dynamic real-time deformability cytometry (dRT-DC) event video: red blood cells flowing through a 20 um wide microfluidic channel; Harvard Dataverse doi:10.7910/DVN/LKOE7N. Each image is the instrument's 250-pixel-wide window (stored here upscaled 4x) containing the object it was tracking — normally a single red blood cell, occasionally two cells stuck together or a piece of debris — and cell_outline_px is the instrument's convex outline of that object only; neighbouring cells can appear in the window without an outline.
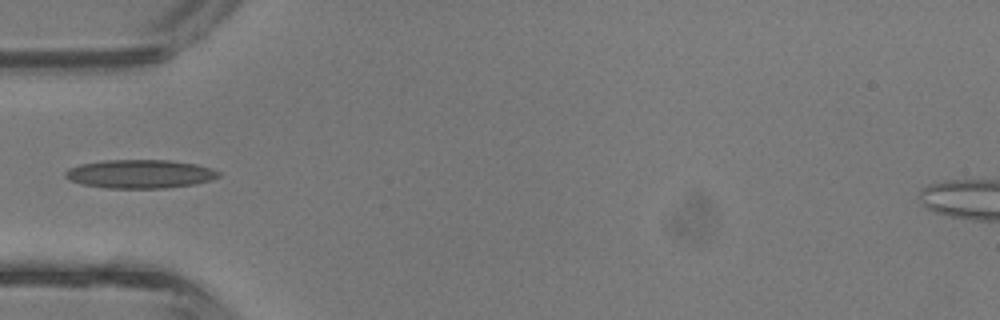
{"species": "common noctule bat (a hibernating species)", "species_latin": "Nyctalus noctula", "temperature_condition": "room temperature", "stored_images_in_passage": 29, "camera_frame_rate_fps": 3000, "um_per_image_px": 0.085, "animal": {"sex": "male", "body_mass_g": 13.3}, "frame": {"image": 1, "passage_image": 1, "time_ms": 0.0, "image_size_px": [1000, 320], "cell_outline_px": [[220, 176], [212, 180], [192, 184], [168, 188], [108, 188], [80, 184], [68, 180], [64, 176], [64, 172], [68, 168], [80, 164], [104, 160], [168, 160], [196, 164], [212, 168], [220, 172]], "centroid_in_image_um": [11.87, 14.78], "position_along_channel_um": 73.1, "area_um2": 25.72}}
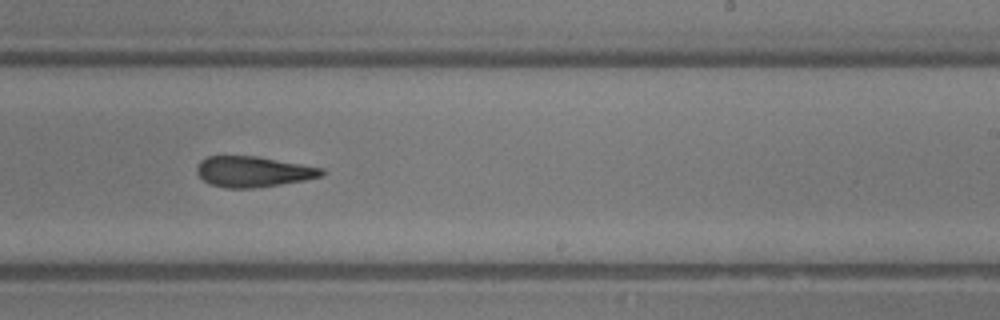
{"frame": {"image": 2, "passage_image": 13, "time_ms": 4.0, "image_size_px": [1000, 320], "cell_outline_px": [[324, 172], [320, 176], [304, 180], [280, 184], [252, 188], [224, 188], [208, 184], [196, 172], [196, 168], [200, 160], [208, 156], [256, 156], [324, 168]], "centroid_in_image_um": [21.47, 14.59], "position_along_channel_um": 267.5, "area_um2": 22.2}}
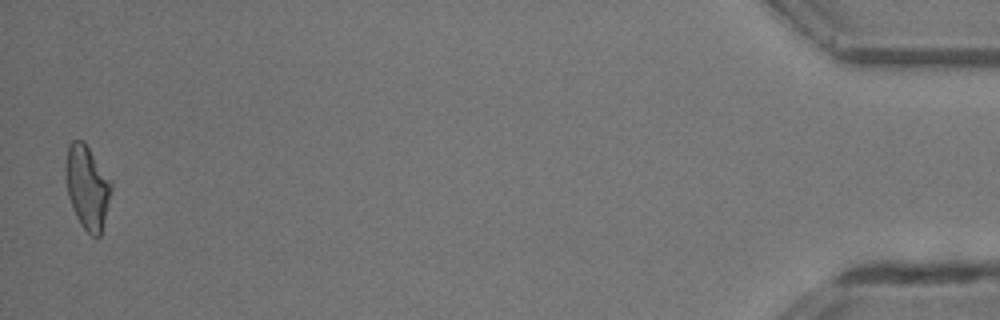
{"frame": {"image": 3, "passage_image": 29, "time_ms": 9.333, "image_size_px": [1000, 320], "cell_outline_px": [[112, 188], [100, 236], [92, 236], [80, 224], [72, 208], [68, 196], [64, 168], [68, 144], [72, 140], [84, 140], [112, 180]], "centroid_in_image_um": [7.4, 15.85], "position_along_channel_um": 427.8, "area_um2": 22.43}}